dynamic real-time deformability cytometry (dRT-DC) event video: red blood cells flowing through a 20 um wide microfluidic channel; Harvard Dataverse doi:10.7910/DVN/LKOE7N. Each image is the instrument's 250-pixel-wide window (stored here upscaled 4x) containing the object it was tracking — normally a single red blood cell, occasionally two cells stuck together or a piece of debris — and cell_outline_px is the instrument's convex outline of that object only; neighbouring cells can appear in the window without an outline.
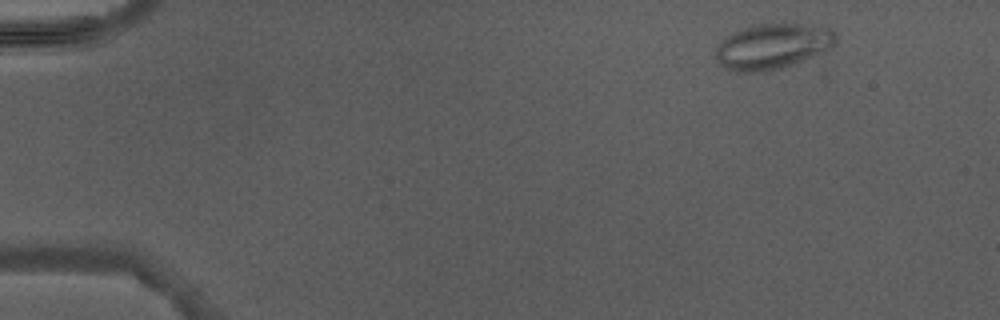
{"species": "Egyptian fruit bat (a non-hibernating species)", "species_latin": "Rousettus aegyptiacus", "temperature_condition": "warm", "stored_images_in_passage": 4, "camera_frame_rate_fps": 3000, "um_per_image_px": 0.085, "animal": {"sex": "male"}, "frame": {"image": 1, "passage_image": 1, "time_ms": 0.0, "image_size_px": [1000, 320], "cell_outline_px": [[836, 44], [824, 52], [780, 68], [768, 72], [736, 72], [724, 68], [716, 60], [716, 44], [736, 28], [752, 24], [784, 20], [828, 28], [836, 32]], "centroid_in_image_um": [65.63, 3.88], "position_along_channel_um": 19.4, "area_um2": 33.06}}
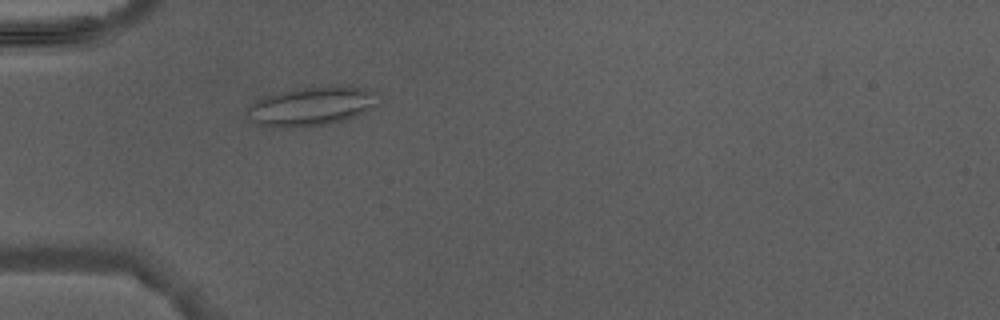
{"frame": {"image": 2, "passage_image": 4, "time_ms": 3.333, "image_size_px": [1000, 320], "cell_outline_px": [[380, 104], [368, 112], [332, 124], [304, 128], [280, 128], [256, 124], [252, 120], [248, 112], [248, 108], [256, 100], [264, 96], [296, 88], [340, 84], [344, 84], [364, 88], [376, 92]], "centroid_in_image_um": [26.57, 9.03], "position_along_channel_um": 58.4, "area_um2": 30.69}}